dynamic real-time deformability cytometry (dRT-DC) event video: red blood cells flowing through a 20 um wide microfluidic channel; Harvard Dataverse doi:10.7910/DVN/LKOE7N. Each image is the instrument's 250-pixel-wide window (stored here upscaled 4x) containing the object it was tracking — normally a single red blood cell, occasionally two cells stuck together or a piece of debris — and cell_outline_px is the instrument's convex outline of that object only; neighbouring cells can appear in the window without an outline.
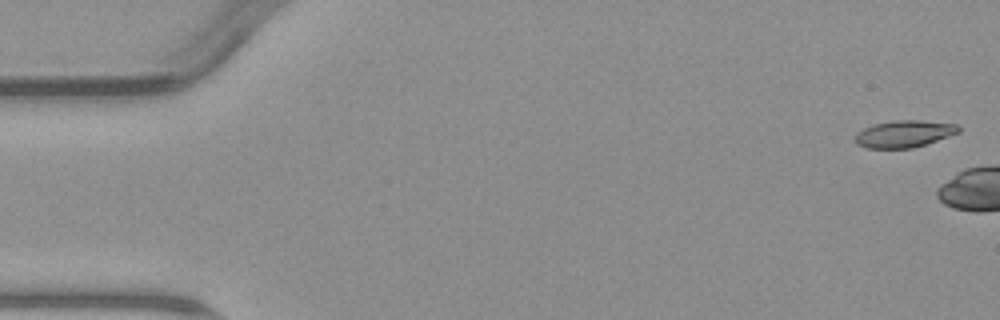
{"species": "common noctule bat (a hibernating species)", "species_latin": "Nyctalus noctula", "temperature_condition": "warm", "stored_images_in_passage": 6, "segment_of_instrument_passage": [2, 2], "camera_frame_rate_fps": 3000, "um_per_image_px": 0.085, "animal": {"sex": "male", "body_mass_g": 23.1, "forearm_length_mm": 52.7}, "frame": {"image": 1, "passage_image": 6, "time_ms": 6.0, "image_size_px": [1000, 320], "cell_outline_px": [[960, 132], [912, 148], [868, 148], [856, 144], [856, 132], [872, 124], [892, 120], [920, 120], [956, 124], [960, 128]], "centroid_in_image_um": [76.82, 11.36], "position_along_channel_um": 8.2, "area_um2": 16.18}}